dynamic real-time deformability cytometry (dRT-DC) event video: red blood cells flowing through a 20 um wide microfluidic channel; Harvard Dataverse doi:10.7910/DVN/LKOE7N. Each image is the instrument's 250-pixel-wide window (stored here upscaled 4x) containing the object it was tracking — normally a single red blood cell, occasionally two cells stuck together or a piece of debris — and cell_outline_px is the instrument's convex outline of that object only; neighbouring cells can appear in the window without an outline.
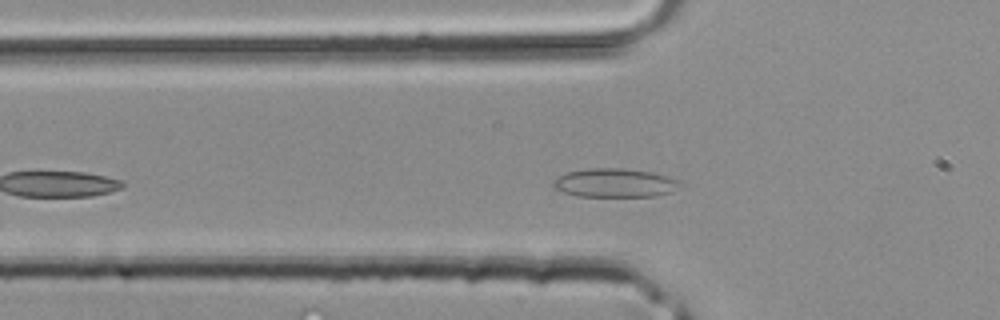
{"species": "common noctule bat (a hibernating species)", "species_latin": "Nyctalus noctula", "temperature_condition": "room temperature", "stored_images_in_passage": 25, "camera_frame_rate_fps": 3000, "um_per_image_px": 0.085, "animal": {"sex": "male", "body_mass_g": 20.4}, "frame": {"image": 1, "passage_image": 5, "time_ms": 1.333, "image_size_px": [1000, 320], "cell_outline_px": [[684, 184], [672, 192], [656, 196], [576, 196], [552, 188], [552, 180], [568, 172], [588, 168], [624, 168], [652, 172], [668, 176], [680, 180]], "centroid_in_image_um": [52.29, 15.54], "position_along_channel_um": 73.5, "area_um2": 21.5}}
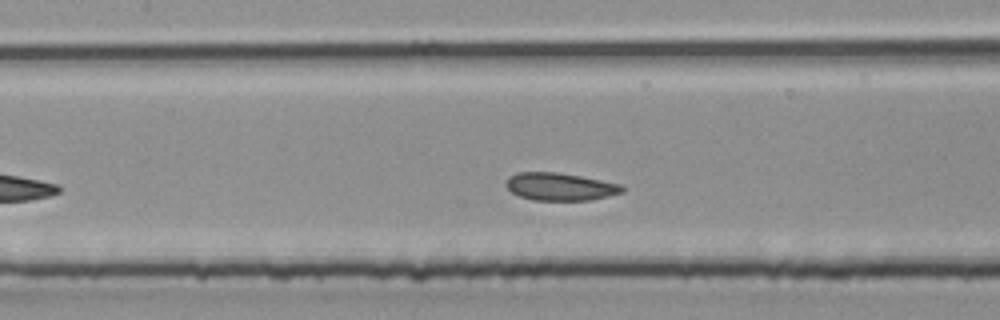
{"frame": {"image": 2, "passage_image": 10, "time_ms": 3.0, "image_size_px": [1000, 320], "cell_outline_px": [[624, 192], [608, 196], [588, 200], [532, 200], [520, 196], [512, 192], [504, 184], [508, 176], [516, 172], [556, 172], [580, 176], [620, 184], [624, 188]], "centroid_in_image_um": [47.57, 15.86], "position_along_channel_um": 159.8, "area_um2": 18.67}}
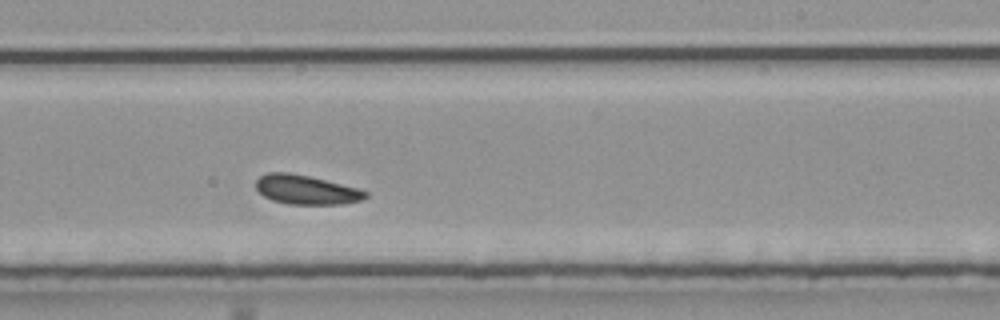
{"frame": {"image": 3, "passage_image": 16, "time_ms": 5.0, "image_size_px": [1000, 320], "cell_outline_px": [[368, 196], [360, 200], [344, 204], [288, 204], [272, 200], [264, 196], [256, 188], [256, 180], [260, 176], [268, 172], [288, 172], [308, 176], [360, 188], [368, 192]], "centroid_in_image_um": [26.04, 16.13], "position_along_channel_um": 263.0, "area_um2": 18.67}}